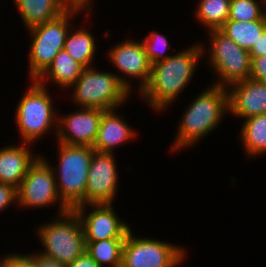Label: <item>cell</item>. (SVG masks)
I'll list each match as a JSON object with an SVG mask.
<instances>
[{
  "label": "cell",
  "mask_w": 266,
  "mask_h": 267,
  "mask_svg": "<svg viewBox=\"0 0 266 267\" xmlns=\"http://www.w3.org/2000/svg\"><path fill=\"white\" fill-rule=\"evenodd\" d=\"M70 88L73 91L69 93L72 94L70 99L76 107L114 110L119 109L131 97V91L116 73L99 71L95 66L84 68Z\"/></svg>",
  "instance_id": "5"
},
{
  "label": "cell",
  "mask_w": 266,
  "mask_h": 267,
  "mask_svg": "<svg viewBox=\"0 0 266 267\" xmlns=\"http://www.w3.org/2000/svg\"><path fill=\"white\" fill-rule=\"evenodd\" d=\"M259 2L260 0H231L228 20H266V0Z\"/></svg>",
  "instance_id": "25"
},
{
  "label": "cell",
  "mask_w": 266,
  "mask_h": 267,
  "mask_svg": "<svg viewBox=\"0 0 266 267\" xmlns=\"http://www.w3.org/2000/svg\"><path fill=\"white\" fill-rule=\"evenodd\" d=\"M43 155H40L29 167L28 173L17 188V206L22 209L40 210L55 206L57 203L59 205L57 213L60 215L70 209L61 201L52 165Z\"/></svg>",
  "instance_id": "10"
},
{
  "label": "cell",
  "mask_w": 266,
  "mask_h": 267,
  "mask_svg": "<svg viewBox=\"0 0 266 267\" xmlns=\"http://www.w3.org/2000/svg\"><path fill=\"white\" fill-rule=\"evenodd\" d=\"M250 78L266 83V56L251 57Z\"/></svg>",
  "instance_id": "29"
},
{
  "label": "cell",
  "mask_w": 266,
  "mask_h": 267,
  "mask_svg": "<svg viewBox=\"0 0 266 267\" xmlns=\"http://www.w3.org/2000/svg\"><path fill=\"white\" fill-rule=\"evenodd\" d=\"M57 167H53L61 201L73 210L84 201L88 172L93 153L92 146L57 143ZM59 165V166H58Z\"/></svg>",
  "instance_id": "4"
},
{
  "label": "cell",
  "mask_w": 266,
  "mask_h": 267,
  "mask_svg": "<svg viewBox=\"0 0 266 267\" xmlns=\"http://www.w3.org/2000/svg\"><path fill=\"white\" fill-rule=\"evenodd\" d=\"M73 25L64 43V49L72 58L86 67H93L96 53V39L88 29L81 27L74 29ZM72 30V31H71Z\"/></svg>",
  "instance_id": "21"
},
{
  "label": "cell",
  "mask_w": 266,
  "mask_h": 267,
  "mask_svg": "<svg viewBox=\"0 0 266 267\" xmlns=\"http://www.w3.org/2000/svg\"><path fill=\"white\" fill-rule=\"evenodd\" d=\"M251 57L266 56V29L249 51Z\"/></svg>",
  "instance_id": "32"
},
{
  "label": "cell",
  "mask_w": 266,
  "mask_h": 267,
  "mask_svg": "<svg viewBox=\"0 0 266 267\" xmlns=\"http://www.w3.org/2000/svg\"><path fill=\"white\" fill-rule=\"evenodd\" d=\"M70 8H80L85 10V15H91L93 8L94 0H63Z\"/></svg>",
  "instance_id": "33"
},
{
  "label": "cell",
  "mask_w": 266,
  "mask_h": 267,
  "mask_svg": "<svg viewBox=\"0 0 266 267\" xmlns=\"http://www.w3.org/2000/svg\"><path fill=\"white\" fill-rule=\"evenodd\" d=\"M66 267H101L89 254L85 251Z\"/></svg>",
  "instance_id": "31"
},
{
  "label": "cell",
  "mask_w": 266,
  "mask_h": 267,
  "mask_svg": "<svg viewBox=\"0 0 266 267\" xmlns=\"http://www.w3.org/2000/svg\"><path fill=\"white\" fill-rule=\"evenodd\" d=\"M84 68L82 64L72 58L63 48L56 54L52 64L37 81L43 86H46L51 81L58 85L57 87H62L61 89H70L81 76Z\"/></svg>",
  "instance_id": "19"
},
{
  "label": "cell",
  "mask_w": 266,
  "mask_h": 267,
  "mask_svg": "<svg viewBox=\"0 0 266 267\" xmlns=\"http://www.w3.org/2000/svg\"><path fill=\"white\" fill-rule=\"evenodd\" d=\"M0 148V183L18 188L28 173L29 167L40 154H32L33 144L18 143ZM31 145V146H30Z\"/></svg>",
  "instance_id": "16"
},
{
  "label": "cell",
  "mask_w": 266,
  "mask_h": 267,
  "mask_svg": "<svg viewBox=\"0 0 266 267\" xmlns=\"http://www.w3.org/2000/svg\"><path fill=\"white\" fill-rule=\"evenodd\" d=\"M54 217L53 221L37 226L35 230L44 248L39 253L68 265L86 250L83 226L74 210Z\"/></svg>",
  "instance_id": "6"
},
{
  "label": "cell",
  "mask_w": 266,
  "mask_h": 267,
  "mask_svg": "<svg viewBox=\"0 0 266 267\" xmlns=\"http://www.w3.org/2000/svg\"><path fill=\"white\" fill-rule=\"evenodd\" d=\"M104 112L102 109L79 107L71 114H58L56 142L93 147Z\"/></svg>",
  "instance_id": "14"
},
{
  "label": "cell",
  "mask_w": 266,
  "mask_h": 267,
  "mask_svg": "<svg viewBox=\"0 0 266 267\" xmlns=\"http://www.w3.org/2000/svg\"><path fill=\"white\" fill-rule=\"evenodd\" d=\"M231 0H200L195 10L196 20L207 30L220 29L228 20Z\"/></svg>",
  "instance_id": "24"
},
{
  "label": "cell",
  "mask_w": 266,
  "mask_h": 267,
  "mask_svg": "<svg viewBox=\"0 0 266 267\" xmlns=\"http://www.w3.org/2000/svg\"><path fill=\"white\" fill-rule=\"evenodd\" d=\"M182 113L170 151L178 152L196 146L214 132L229 113L228 89L210 84L196 95ZM202 139V140H201Z\"/></svg>",
  "instance_id": "2"
},
{
  "label": "cell",
  "mask_w": 266,
  "mask_h": 267,
  "mask_svg": "<svg viewBox=\"0 0 266 267\" xmlns=\"http://www.w3.org/2000/svg\"><path fill=\"white\" fill-rule=\"evenodd\" d=\"M0 267H36V265L28 253H10L0 257Z\"/></svg>",
  "instance_id": "27"
},
{
  "label": "cell",
  "mask_w": 266,
  "mask_h": 267,
  "mask_svg": "<svg viewBox=\"0 0 266 267\" xmlns=\"http://www.w3.org/2000/svg\"><path fill=\"white\" fill-rule=\"evenodd\" d=\"M90 212H86L87 207ZM83 226L85 241H99L110 238H126L131 229L128 223L117 215L113 203L88 204L73 209Z\"/></svg>",
  "instance_id": "13"
},
{
  "label": "cell",
  "mask_w": 266,
  "mask_h": 267,
  "mask_svg": "<svg viewBox=\"0 0 266 267\" xmlns=\"http://www.w3.org/2000/svg\"><path fill=\"white\" fill-rule=\"evenodd\" d=\"M25 29L52 21L70 7L63 0H14Z\"/></svg>",
  "instance_id": "18"
},
{
  "label": "cell",
  "mask_w": 266,
  "mask_h": 267,
  "mask_svg": "<svg viewBox=\"0 0 266 267\" xmlns=\"http://www.w3.org/2000/svg\"><path fill=\"white\" fill-rule=\"evenodd\" d=\"M13 204L17 206V188L13 185L0 183V212Z\"/></svg>",
  "instance_id": "28"
},
{
  "label": "cell",
  "mask_w": 266,
  "mask_h": 267,
  "mask_svg": "<svg viewBox=\"0 0 266 267\" xmlns=\"http://www.w3.org/2000/svg\"><path fill=\"white\" fill-rule=\"evenodd\" d=\"M240 139L245 154L250 159L266 153V114L256 115L243 120Z\"/></svg>",
  "instance_id": "20"
},
{
  "label": "cell",
  "mask_w": 266,
  "mask_h": 267,
  "mask_svg": "<svg viewBox=\"0 0 266 267\" xmlns=\"http://www.w3.org/2000/svg\"><path fill=\"white\" fill-rule=\"evenodd\" d=\"M185 250L170 241L137 237L130 229L123 244L121 267H179L186 259Z\"/></svg>",
  "instance_id": "9"
},
{
  "label": "cell",
  "mask_w": 266,
  "mask_h": 267,
  "mask_svg": "<svg viewBox=\"0 0 266 267\" xmlns=\"http://www.w3.org/2000/svg\"><path fill=\"white\" fill-rule=\"evenodd\" d=\"M80 11L85 10L69 8L60 17L27 30L32 37L28 53L30 80H37L52 64L56 54L64 48L70 28L75 25L72 19Z\"/></svg>",
  "instance_id": "7"
},
{
  "label": "cell",
  "mask_w": 266,
  "mask_h": 267,
  "mask_svg": "<svg viewBox=\"0 0 266 267\" xmlns=\"http://www.w3.org/2000/svg\"><path fill=\"white\" fill-rule=\"evenodd\" d=\"M125 238L85 241L86 252L101 267H121Z\"/></svg>",
  "instance_id": "23"
},
{
  "label": "cell",
  "mask_w": 266,
  "mask_h": 267,
  "mask_svg": "<svg viewBox=\"0 0 266 267\" xmlns=\"http://www.w3.org/2000/svg\"><path fill=\"white\" fill-rule=\"evenodd\" d=\"M202 58V44L198 42L152 64L150 80L139 93L140 98L146 101L154 112L161 113L166 110L190 85Z\"/></svg>",
  "instance_id": "1"
},
{
  "label": "cell",
  "mask_w": 266,
  "mask_h": 267,
  "mask_svg": "<svg viewBox=\"0 0 266 267\" xmlns=\"http://www.w3.org/2000/svg\"><path fill=\"white\" fill-rule=\"evenodd\" d=\"M141 42L145 48V52L149 62L152 64L157 63L158 61H162L167 59L169 56L168 54H164L168 48H171L169 44V40L163 34L159 33L158 31L152 30L148 33Z\"/></svg>",
  "instance_id": "26"
},
{
  "label": "cell",
  "mask_w": 266,
  "mask_h": 267,
  "mask_svg": "<svg viewBox=\"0 0 266 267\" xmlns=\"http://www.w3.org/2000/svg\"><path fill=\"white\" fill-rule=\"evenodd\" d=\"M29 88L20 99L15 110V123L20 132L22 143L35 144L42 140L50 130L57 134L58 114L54 109L52 95L47 86L37 80H29Z\"/></svg>",
  "instance_id": "3"
},
{
  "label": "cell",
  "mask_w": 266,
  "mask_h": 267,
  "mask_svg": "<svg viewBox=\"0 0 266 267\" xmlns=\"http://www.w3.org/2000/svg\"><path fill=\"white\" fill-rule=\"evenodd\" d=\"M35 262L36 267H66V265L57 262L55 259L51 257H47L41 253H28Z\"/></svg>",
  "instance_id": "30"
},
{
  "label": "cell",
  "mask_w": 266,
  "mask_h": 267,
  "mask_svg": "<svg viewBox=\"0 0 266 267\" xmlns=\"http://www.w3.org/2000/svg\"><path fill=\"white\" fill-rule=\"evenodd\" d=\"M117 110L105 111L99 124L98 136L93 145L95 152L114 153L115 148L132 141L136 137L137 131L133 130L128 122L123 118L124 115L116 114Z\"/></svg>",
  "instance_id": "17"
},
{
  "label": "cell",
  "mask_w": 266,
  "mask_h": 267,
  "mask_svg": "<svg viewBox=\"0 0 266 267\" xmlns=\"http://www.w3.org/2000/svg\"><path fill=\"white\" fill-rule=\"evenodd\" d=\"M266 29V20L240 22L227 20L220 31L243 49L250 51Z\"/></svg>",
  "instance_id": "22"
},
{
  "label": "cell",
  "mask_w": 266,
  "mask_h": 267,
  "mask_svg": "<svg viewBox=\"0 0 266 267\" xmlns=\"http://www.w3.org/2000/svg\"><path fill=\"white\" fill-rule=\"evenodd\" d=\"M115 157L114 153H93L84 201L79 206L114 202L119 186V173Z\"/></svg>",
  "instance_id": "12"
},
{
  "label": "cell",
  "mask_w": 266,
  "mask_h": 267,
  "mask_svg": "<svg viewBox=\"0 0 266 267\" xmlns=\"http://www.w3.org/2000/svg\"><path fill=\"white\" fill-rule=\"evenodd\" d=\"M227 89L229 113L233 117L245 120L266 114V83L249 78L232 84Z\"/></svg>",
  "instance_id": "15"
},
{
  "label": "cell",
  "mask_w": 266,
  "mask_h": 267,
  "mask_svg": "<svg viewBox=\"0 0 266 267\" xmlns=\"http://www.w3.org/2000/svg\"><path fill=\"white\" fill-rule=\"evenodd\" d=\"M207 32L210 50L206 52L207 47L201 44L203 57L208 55L207 64L217 76L212 84L228 88L232 84L249 79L252 61L249 51L240 47L219 29Z\"/></svg>",
  "instance_id": "8"
},
{
  "label": "cell",
  "mask_w": 266,
  "mask_h": 267,
  "mask_svg": "<svg viewBox=\"0 0 266 267\" xmlns=\"http://www.w3.org/2000/svg\"><path fill=\"white\" fill-rule=\"evenodd\" d=\"M107 58L119 72L116 74L121 82L132 93V80L138 79L137 92L140 93L147 85L151 75V63L149 62L145 48L141 40L126 39L124 42L112 45L108 50ZM120 73V74H119ZM123 74V75H121ZM120 75V76H119ZM128 78V79H127ZM131 78V79H129Z\"/></svg>",
  "instance_id": "11"
}]
</instances>
